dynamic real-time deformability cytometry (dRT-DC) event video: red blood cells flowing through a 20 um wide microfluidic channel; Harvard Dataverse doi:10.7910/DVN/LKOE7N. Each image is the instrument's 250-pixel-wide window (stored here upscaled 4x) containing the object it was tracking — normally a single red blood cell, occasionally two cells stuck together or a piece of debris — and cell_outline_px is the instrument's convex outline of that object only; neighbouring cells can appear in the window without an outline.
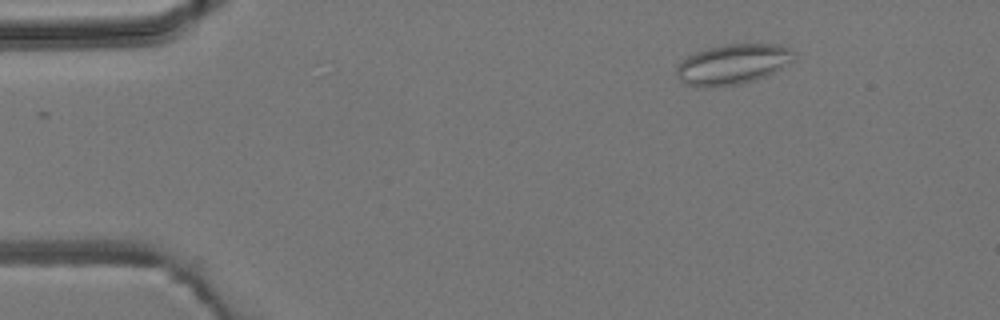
{"species": "common noctule bat (a hibernating species)", "species_latin": "Nyctalus noctula", "temperature_condition": "room temperature", "stored_images_in_passage": 3, "camera_frame_rate_fps": 3000, "um_per_image_px": 0.085, "animal": {"sex": "male", "body_mass_g": 19.2, "forearm_length_mm": 51.8}, "frame": {"image": 1, "passage_image": 1, "time_ms": 0.0, "image_size_px": [1000, 320], "cell_outline_px": [[796, 60], [756, 80], [740, 84], [704, 88], [696, 88], [684, 84], [676, 76], [676, 68], [688, 56], [696, 52], [708, 48], [728, 44], [780, 44], [792, 48], [796, 52]], "centroid_in_image_um": [62.31, 5.47], "position_along_channel_um": 22.7, "area_um2": 27.8}}